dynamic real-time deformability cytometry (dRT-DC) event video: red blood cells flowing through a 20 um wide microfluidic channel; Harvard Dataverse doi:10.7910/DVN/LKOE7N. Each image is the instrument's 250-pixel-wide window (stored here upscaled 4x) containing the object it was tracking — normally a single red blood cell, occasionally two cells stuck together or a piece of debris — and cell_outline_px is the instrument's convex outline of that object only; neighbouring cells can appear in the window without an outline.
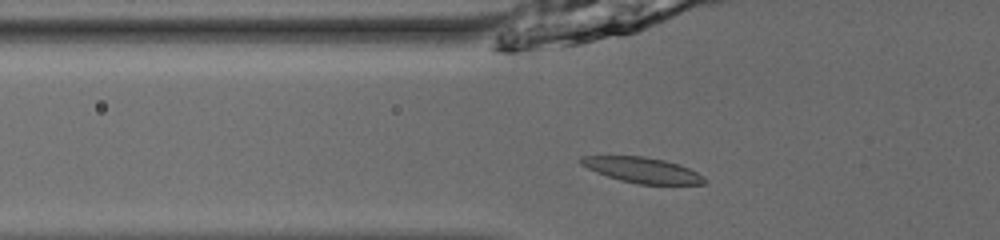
{"species": "common noctule bat (a hibernating species)", "species_latin": "Nyctalus noctula", "temperature_condition": "room temperature", "stored_images_in_passage": 36, "camera_frame_rate_fps": 3000, "um_per_image_px": 0.085, "animal": {"sex": "male", "body_mass_g": 13.0, "forearm_length_mm": 53.1}, "frame": {"image": 1, "passage_image": 4, "time_ms": 1.0, "image_size_px": [1000, 240], "cell_outline_px": [[704, 184], [636, 184], [620, 180], [596, 172], [580, 164], [580, 156], [644, 156], [664, 160], [680, 164], [704, 176]], "centroid_in_image_um": [54.59, 14.45], "position_along_channel_um": 71.2, "area_um2": 18.21}}
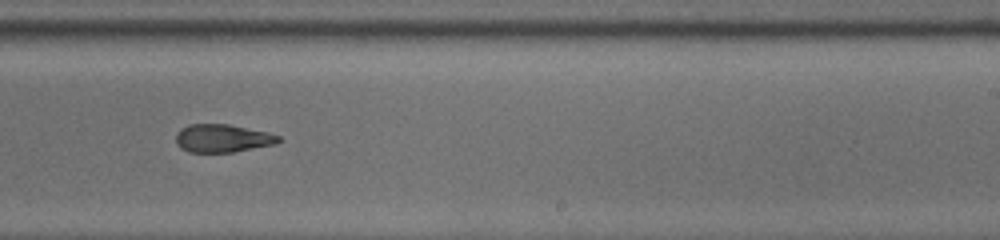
{"frame": {"image": 2, "passage_image": 19, "time_ms": 6.0, "image_size_px": [1000, 240], "cell_outline_px": [[284, 140], [276, 144], [232, 152], [188, 152], [180, 148], [176, 144], [176, 132], [180, 128], [188, 124], [228, 124], [268, 132], [280, 136]], "centroid_in_image_um": [18.91, 11.75], "position_along_channel_um": 270.1, "area_um2": 16.99}}
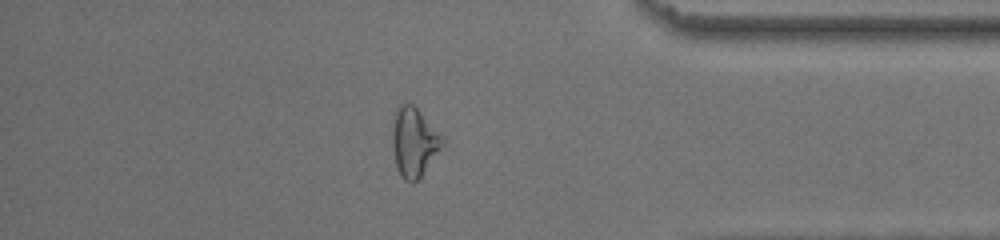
{"frame": {"image": 3, "passage_image": 30, "time_ms": 9.667, "image_size_px": [1000, 240], "cell_outline_px": [[444, 148], [420, 176], [412, 184], [404, 180], [400, 176], [396, 168], [392, 140], [392, 128], [396, 108], [400, 104], [412, 104], [420, 112], [444, 140]], "centroid_in_image_um": [35.18, 12.12], "position_along_channel_um": 400.0, "area_um2": 20.0}, "authors_computed_cell_mechanics": {"area_um2": 17.918, "velocity_mm_per_s": 3.9825, "shape_relaxation_time_tau1_ms": 6.3635, "shape_relaxation_time_tau2_ms": 2.6825, "deformation_change_tau1": 0.1737, "deformation_change_tau2": 0.1191}}